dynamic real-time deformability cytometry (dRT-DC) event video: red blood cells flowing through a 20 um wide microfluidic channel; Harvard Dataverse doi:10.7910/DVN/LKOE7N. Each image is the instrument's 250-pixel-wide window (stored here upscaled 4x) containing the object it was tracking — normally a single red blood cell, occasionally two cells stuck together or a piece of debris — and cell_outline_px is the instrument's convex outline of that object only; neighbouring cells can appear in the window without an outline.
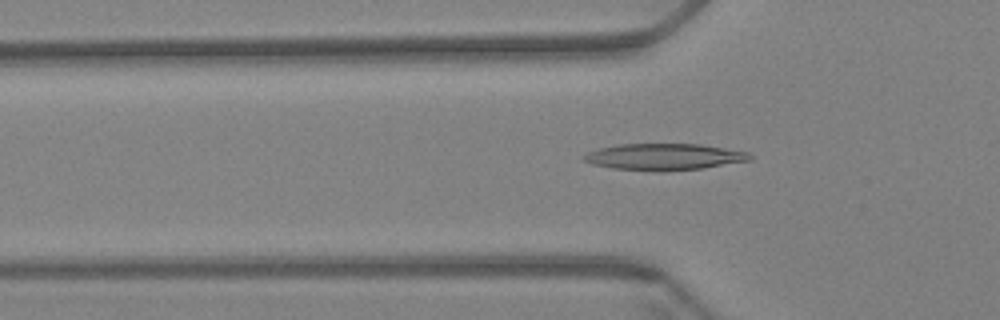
{"species": "Egyptian fruit bat (a non-hibernating species)", "species_latin": "Rousettus aegyptiacus", "temperature_condition": "warm", "stored_images_in_passage": 54, "camera_frame_rate_fps": 3000, "um_per_image_px": 0.085, "animal": {"sex": "female"}, "frame": {"image": 1, "passage_image": 14, "time_ms": 4.333, "image_size_px": [1000, 320], "cell_outline_px": [[752, 160], [700, 168], [612, 168], [592, 164], [584, 160], [580, 156], [588, 152], [600, 148], [616, 144], [700, 144], [748, 152], [752, 156]], "centroid_in_image_um": [56.44, 13.27], "position_along_channel_um": 69.4, "area_um2": 24.39}}
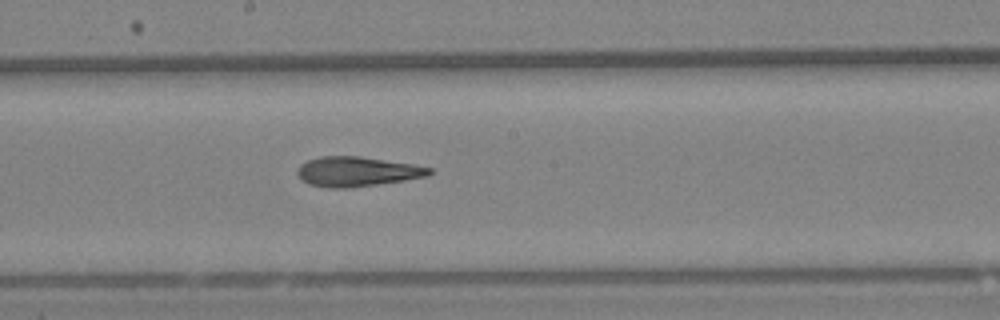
{"frame": {"image": 2, "passage_image": 27, "time_ms": 8.667, "image_size_px": [1000, 320], "cell_outline_px": [[432, 172], [428, 176], [404, 180], [376, 184], [344, 188], [332, 188], [308, 184], [296, 172], [300, 164], [308, 160], [320, 156], [360, 156], [416, 164], [432, 168]], "centroid_in_image_um": [30.37, 14.57], "position_along_channel_um": 217.8, "area_um2": 22.77}}
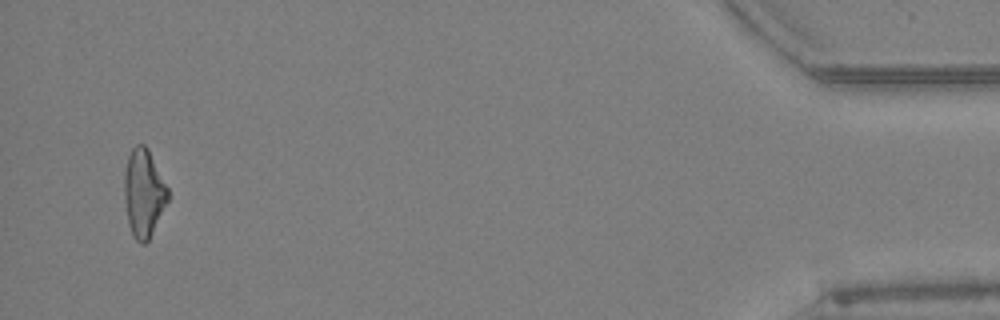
{"frame": {"image": 3, "passage_image": 52, "time_ms": 17.0, "image_size_px": [1000, 320], "cell_outline_px": [[168, 200], [148, 240], [144, 244], [140, 244], [136, 240], [128, 224], [124, 196], [124, 172], [128, 156], [132, 148], [136, 144], [144, 144], [148, 148], [168, 188]], "centroid_in_image_um": [12.2, 16.38], "position_along_channel_um": 423.0, "area_um2": 22.14}, "authors_computed_cell_mechanics": {"area_um2": 23.0044, "velocity_mm_per_s": 3.4362, "shape_relaxation_time_tau1_ms": 11.3971, "shape_relaxation_time_tau2_ms": 3.8429, "deformation_change_tau1": 0.2622, "deformation_change_tau2": 0.1414}}